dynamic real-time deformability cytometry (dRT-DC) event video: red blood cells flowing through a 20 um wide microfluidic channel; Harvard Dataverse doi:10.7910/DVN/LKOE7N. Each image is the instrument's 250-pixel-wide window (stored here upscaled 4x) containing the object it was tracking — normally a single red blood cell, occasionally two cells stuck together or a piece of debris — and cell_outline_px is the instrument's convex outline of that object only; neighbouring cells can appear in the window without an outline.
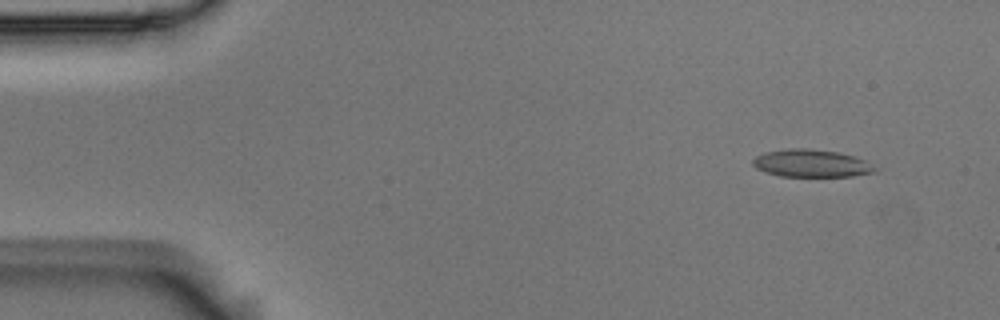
{"species": "Egyptian fruit bat (a non-hibernating species)", "species_latin": "Rousettus aegyptiacus", "temperature_condition": "room temperature", "stored_images_in_passage": 55, "camera_frame_rate_fps": 3000, "um_per_image_px": 0.085, "animal": {"sex": "male"}, "frame": {"image": 1, "passage_image": 5, "time_ms": 1.333, "image_size_px": [1000, 320], "cell_outline_px": [[880, 168], [876, 172], [852, 176], [780, 176], [764, 172], [756, 168], [752, 164], [752, 160], [756, 156], [764, 152], [788, 148], [808, 148], [840, 152], [856, 156]], "centroid_in_image_um": [68.99, 13.87], "position_along_channel_um": 16.0, "area_um2": 19.94}}
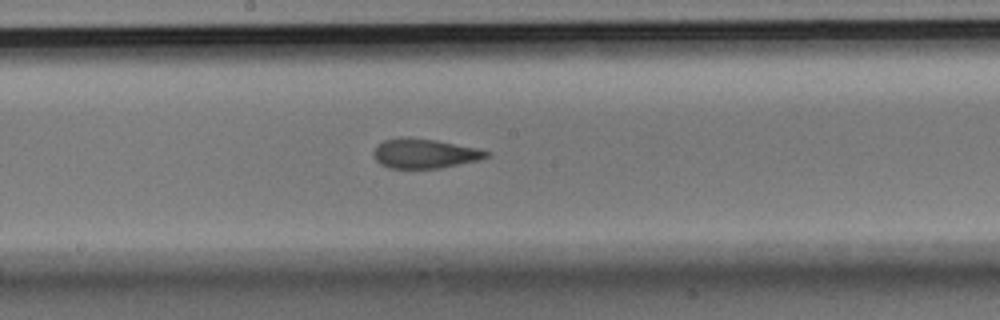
{"frame": {"image": 2, "passage_image": 29, "time_ms": 9.333, "image_size_px": [1000, 320], "cell_outline_px": [[492, 152], [488, 156], [480, 160], [440, 168], [388, 168], [380, 164], [376, 160], [372, 152], [384, 140], [400, 136], [408, 136], [436, 140], [476, 148]], "centroid_in_image_um": [36.08, 13.04], "position_along_channel_um": 212.1, "area_um2": 19.54}}
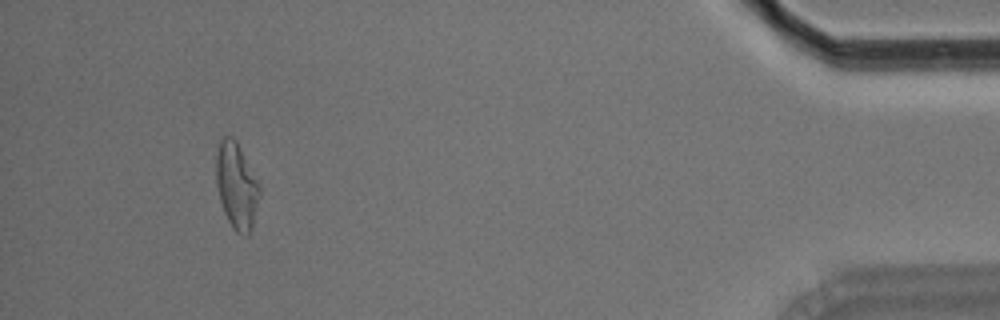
{"frame": {"image": 3, "passage_image": 51, "time_ms": 16.667, "image_size_px": [1000, 320], "cell_outline_px": [[260, 196], [252, 228], [248, 236], [244, 236], [236, 232], [232, 228], [224, 212], [220, 200], [216, 184], [216, 156], [220, 140], [224, 136], [232, 136], [236, 140], [260, 184]], "centroid_in_image_um": [20.12, 15.81], "position_along_channel_um": 415.1, "area_um2": 21.96}, "authors_computed_cell_mechanics": {"area_um2": 20.2878, "velocity_mm_per_s": 3.6723, "shape_relaxation_time_tau1_ms": 6.0539, "shape_relaxation_time_tau2_ms": 1.809, "deformation_change_tau1": 0.186, "deformation_change_tau2": 0.1057}}